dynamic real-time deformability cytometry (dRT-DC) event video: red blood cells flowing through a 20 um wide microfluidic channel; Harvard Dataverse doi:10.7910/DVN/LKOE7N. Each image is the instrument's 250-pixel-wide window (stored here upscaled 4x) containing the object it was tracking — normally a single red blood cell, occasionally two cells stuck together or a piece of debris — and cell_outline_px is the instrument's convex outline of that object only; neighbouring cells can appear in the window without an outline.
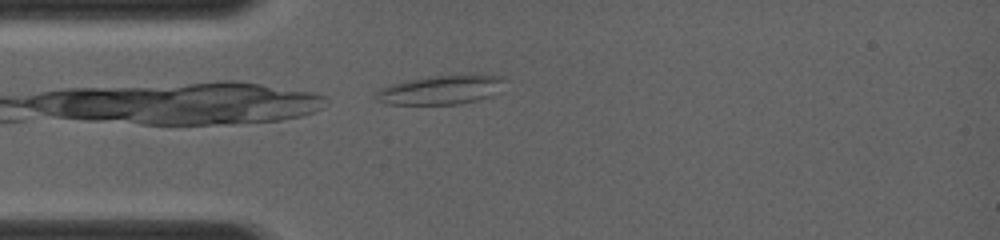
{"species": "common noctule bat (a hibernating species)", "species_latin": "Nyctalus noctula", "temperature_condition": "room temperature", "stored_images_in_passage": 3, "camera_frame_rate_fps": 4000, "um_per_image_px": 0.085, "animal": {"sex": "female", "body_mass_g": 19.0, "forearm_length_mm": 56.7}, "frame": {"image": 1, "passage_image": 1, "time_ms": 0.0, "image_size_px": [1000, 240], "cell_outline_px": [[508, 80], [492, 96], [460, 104], [384, 104], [376, 100], [372, 96], [380, 88], [404, 80], [432, 76], [476, 72], [500, 76]], "centroid_in_image_um": [37.5, 7.6], "position_along_channel_um": 47.5, "area_um2": 22.6}}